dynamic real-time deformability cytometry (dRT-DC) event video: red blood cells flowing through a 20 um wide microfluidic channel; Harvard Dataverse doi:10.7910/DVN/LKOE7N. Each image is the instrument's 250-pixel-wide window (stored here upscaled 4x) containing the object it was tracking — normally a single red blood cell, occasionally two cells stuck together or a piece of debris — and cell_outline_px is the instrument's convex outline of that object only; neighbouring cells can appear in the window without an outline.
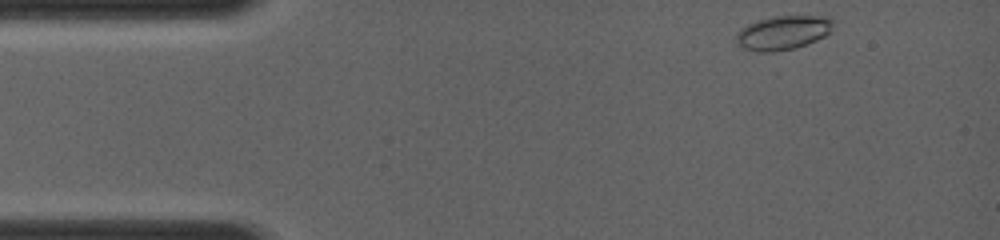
{"species": "common noctule bat (a hibernating species)", "species_latin": "Nyctalus noctula", "temperature_condition": "room temperature", "stored_images_in_passage": 44, "camera_frame_rate_fps": 4000, "um_per_image_px": 0.085, "animal": {"sex": "female", "body_mass_g": 19.0, "forearm_length_mm": 56.7}, "frame": {"image": 1, "passage_image": 1, "time_ms": 0.0, "image_size_px": [1000, 240], "cell_outline_px": [[836, 20], [832, 32], [816, 40], [796, 48], [772, 52], [756, 52], [744, 48], [736, 44], [736, 36], [740, 28], [756, 20], [772, 16], [832, 16]], "centroid_in_image_um": [66.6, 2.76], "position_along_channel_um": 18.4, "area_um2": 19.71}}
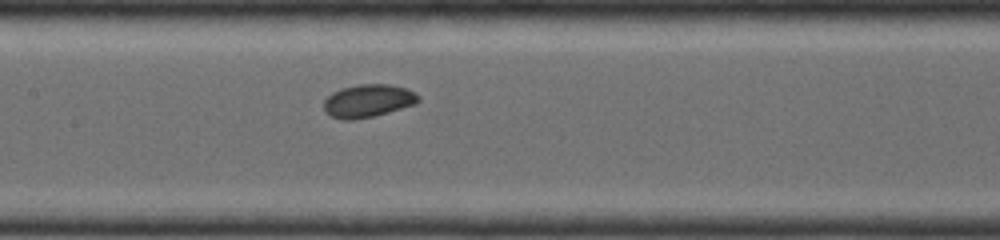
{"frame": {"image": 2, "passage_image": 26, "time_ms": 5.0, "image_size_px": [1000, 240], "cell_outline_px": [[420, 100], [416, 104], [372, 116], [352, 120], [344, 120], [332, 116], [324, 112], [324, 100], [332, 92], [340, 88], [360, 84], [388, 84], [408, 88], [416, 92], [420, 96]], "centroid_in_image_um": [31.3, 8.55], "position_along_channel_um": 176.1, "area_um2": 18.21}}
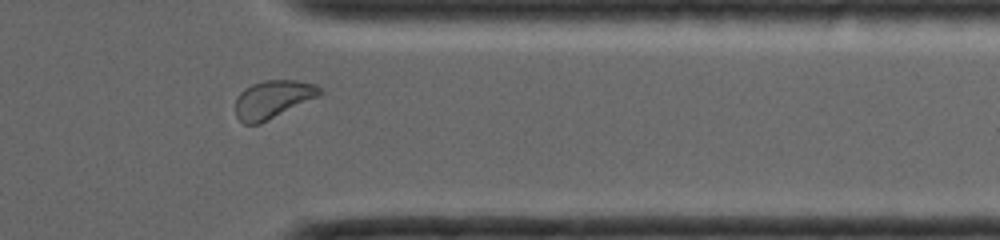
{"frame": {"image": 3, "passage_image": 40, "time_ms": 9.5, "image_size_px": [1000, 240], "cell_outline_px": [[324, 92], [260, 124], [244, 124], [236, 116], [236, 96], [244, 88], [252, 84], [264, 80], [296, 80], [316, 84]], "centroid_in_image_um": [23.14, 8.42], "position_along_channel_um": 388.3, "area_um2": 18.38}}